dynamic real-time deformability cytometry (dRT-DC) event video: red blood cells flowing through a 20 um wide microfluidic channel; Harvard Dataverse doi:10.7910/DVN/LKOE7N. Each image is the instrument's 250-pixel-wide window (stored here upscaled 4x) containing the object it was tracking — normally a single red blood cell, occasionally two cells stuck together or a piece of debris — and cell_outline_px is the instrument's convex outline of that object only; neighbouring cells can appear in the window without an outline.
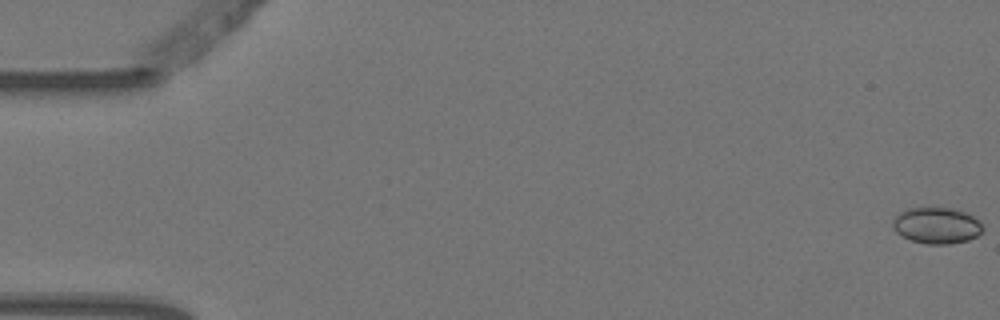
{"species": "Egyptian fruit bat (a non-hibernating species)", "species_latin": "Rousettus aegyptiacus", "temperature_condition": "warm", "stored_images_in_passage": 7, "camera_frame_rate_fps": 3000, "um_per_image_px": 0.085, "animal": {"sex": "female"}, "frame": {"image": 1, "passage_image": 1, "time_ms": 0.0, "image_size_px": [1000, 320], "cell_outline_px": [[984, 228], [976, 236], [968, 240], [948, 244], [928, 244], [912, 240], [896, 232], [892, 228], [892, 220], [900, 212], [908, 208], [952, 208], [964, 212], [980, 220]], "centroid_in_image_um": [79.61, 19.16], "position_along_channel_um": 5.4, "area_um2": 18.9}}
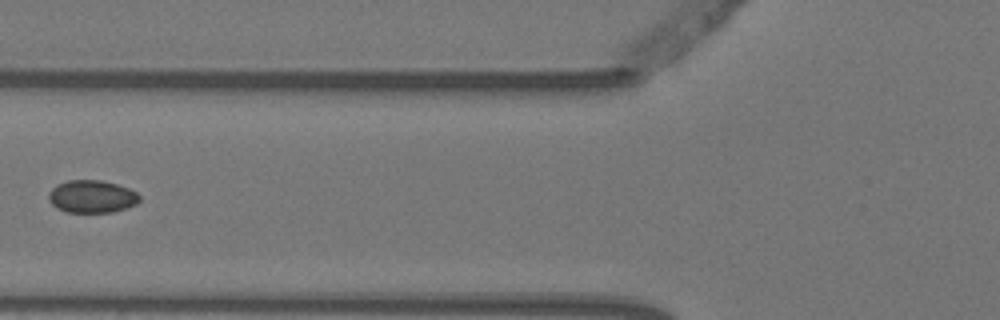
{"frame": {"image": 2, "passage_image": 7, "time_ms": 2.0, "image_size_px": [1000, 320], "cell_outline_px": [[140, 200], [136, 204], [112, 212], [68, 212], [56, 208], [48, 200], [48, 192], [56, 184], [68, 180], [100, 180], [116, 184], [128, 188], [136, 192], [140, 196]], "centroid_in_image_um": [7.77, 16.7], "position_along_channel_um": 118.0, "area_um2": 17.28}}